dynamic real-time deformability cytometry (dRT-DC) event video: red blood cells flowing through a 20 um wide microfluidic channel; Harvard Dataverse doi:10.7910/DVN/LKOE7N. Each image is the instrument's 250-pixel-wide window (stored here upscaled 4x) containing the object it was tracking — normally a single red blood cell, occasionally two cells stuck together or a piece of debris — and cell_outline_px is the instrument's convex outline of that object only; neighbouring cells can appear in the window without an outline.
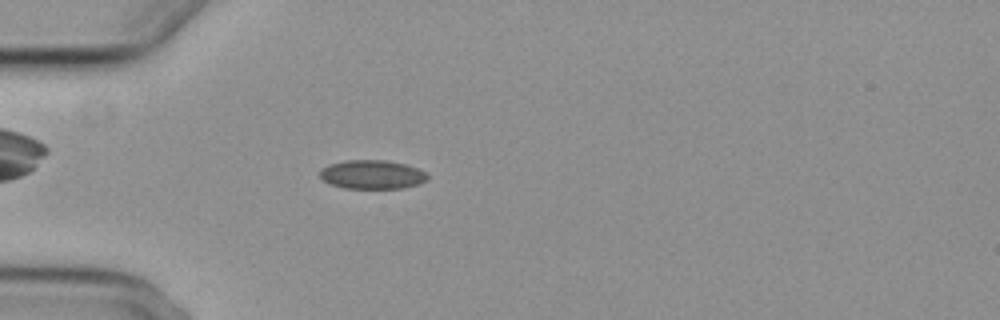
{"species": "common noctule bat (a hibernating species)", "species_latin": "Nyctalus noctula", "temperature_condition": "cold", "stored_images_in_passage": 53, "camera_frame_rate_fps": 3000, "um_per_image_px": 0.085, "animal": {"sex": "female", "body_mass_g": 29.2, "forearm_length_mm": 56.3}, "frame": {"image": 1, "passage_image": 14, "time_ms": 4.333, "image_size_px": [1000, 320], "cell_outline_px": [[428, 180], [420, 184], [404, 188], [344, 188], [328, 184], [320, 176], [320, 168], [344, 160], [384, 160], [404, 164], [416, 168], [424, 172], [428, 176]], "centroid_in_image_um": [31.62, 14.84], "position_along_channel_um": 53.4, "area_um2": 18.09}}
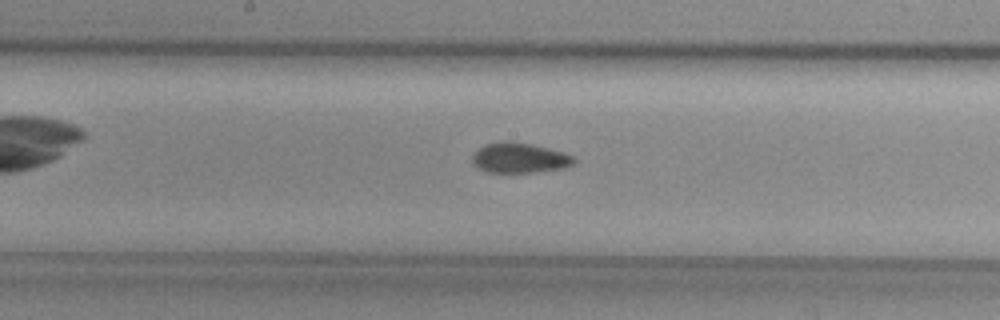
{"frame": {"image": 2, "passage_image": 27, "time_ms": 8.667, "image_size_px": [1000, 320], "cell_outline_px": [[576, 164], [564, 168], [536, 172], [488, 172], [476, 168], [472, 164], [472, 156], [484, 144], [504, 140], [512, 140], [532, 144], [564, 152], [576, 156]], "centroid_in_image_um": [44.19, 13.41], "position_along_channel_um": 204.0, "area_um2": 18.26}}
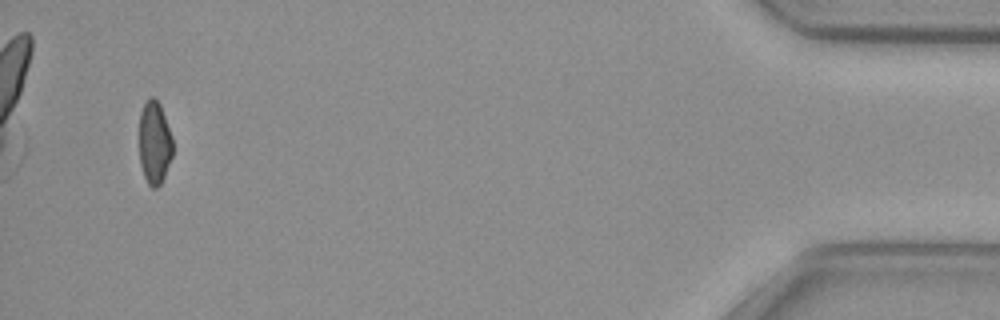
{"frame": {"image": 3, "passage_image": 51, "time_ms": 16.667, "image_size_px": [1000, 320], "cell_outline_px": [[172, 156], [164, 176], [160, 184], [156, 188], [152, 188], [148, 184], [144, 176], [140, 164], [140, 112], [144, 104], [152, 96], [160, 104], [172, 136]], "centroid_in_image_um": [13.13, 12.14], "position_along_channel_um": 422.1, "area_um2": 16.01}, "authors_computed_cell_mechanics": {"area_um2": 17.9758, "velocity_mm_per_s": 3.7286, "shape_relaxation_time_tau1_ms": null, "shape_relaxation_time_tau2_ms": 3.3987, "deformation_change_tau1": null, "deformation_change_tau2": 0.0782}}